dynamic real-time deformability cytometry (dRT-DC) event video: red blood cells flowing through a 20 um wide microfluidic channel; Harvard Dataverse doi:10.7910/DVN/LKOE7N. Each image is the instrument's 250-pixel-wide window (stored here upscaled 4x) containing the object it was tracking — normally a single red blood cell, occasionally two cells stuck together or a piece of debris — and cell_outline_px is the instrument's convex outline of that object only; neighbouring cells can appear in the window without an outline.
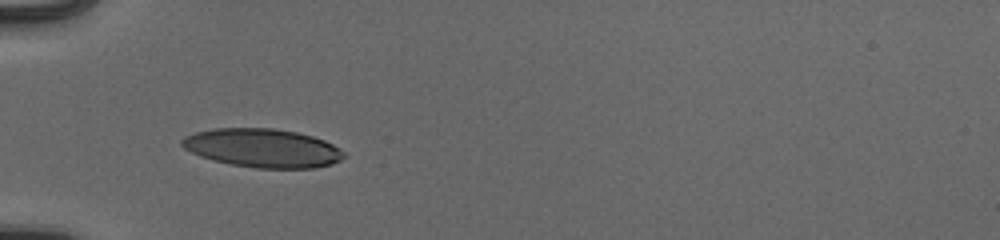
{"species": "human", "species_latin": "Homo sapiens", "temperature_condition": "cold", "stored_images_in_passage": 36, "camera_frame_rate_fps": 3000, "um_per_image_px": 0.085, "donor": {"sex": "male"}, "frame": {"image": 1, "passage_image": 1, "time_ms": 0.0, "image_size_px": [1000, 240], "cell_outline_px": [[344, 156], [340, 160], [332, 164], [312, 168], [256, 168], [232, 164], [212, 160], [200, 156], [184, 148], [180, 144], [180, 140], [184, 136], [196, 132], [212, 128], [272, 128], [296, 132], [312, 136], [324, 140], [332, 144], [344, 152]], "centroid_in_image_um": [22.29, 12.58], "position_along_channel_um": 62.7, "area_um2": 36.41}}
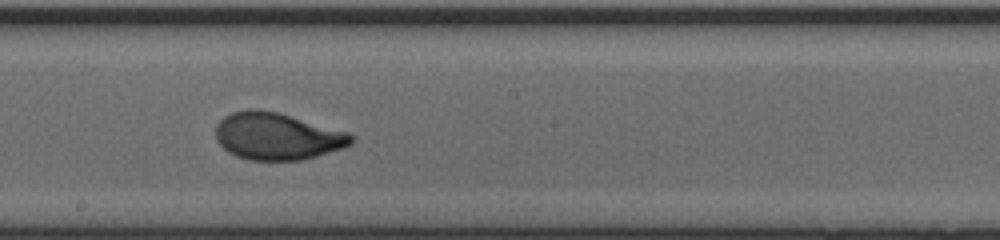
{"frame": {"image": 2, "passage_image": 14, "time_ms": 4.333, "image_size_px": [1000, 240], "cell_outline_px": [[352, 144], [344, 148], [316, 156], [300, 160], [248, 160], [236, 156], [228, 152], [216, 140], [216, 124], [224, 116], [232, 112], [248, 108], [260, 108], [276, 112], [348, 132], [352, 136]], "centroid_in_image_um": [23.52, 11.58], "position_along_channel_um": 224.7, "area_um2": 37.17}}
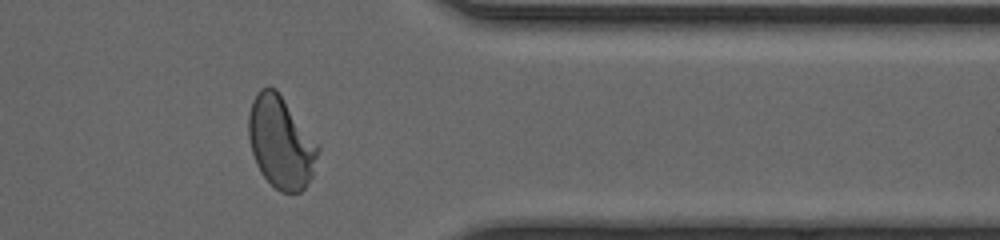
{"frame": {"image": 3, "passage_image": 27, "time_ms": 8.667, "image_size_px": [1000, 240], "cell_outline_px": [[320, 148], [312, 176], [304, 188], [300, 192], [280, 192], [260, 172], [256, 164], [252, 152], [248, 136], [248, 116], [252, 100], [256, 92], [260, 88], [276, 88], [320, 144]], "centroid_in_image_um": [23.88, 12.07], "position_along_channel_um": 387.5, "area_um2": 37.45}, "authors_computed_cell_mechanics": {"area_um2": 36.8186, "velocity_mm_per_s": 3.9315, "shape_relaxation_time_tau1_ms": 3.932, "shape_relaxation_time_tau2_ms": null, "deformation_change_tau1": 0.201, "deformation_change_tau2": null}}